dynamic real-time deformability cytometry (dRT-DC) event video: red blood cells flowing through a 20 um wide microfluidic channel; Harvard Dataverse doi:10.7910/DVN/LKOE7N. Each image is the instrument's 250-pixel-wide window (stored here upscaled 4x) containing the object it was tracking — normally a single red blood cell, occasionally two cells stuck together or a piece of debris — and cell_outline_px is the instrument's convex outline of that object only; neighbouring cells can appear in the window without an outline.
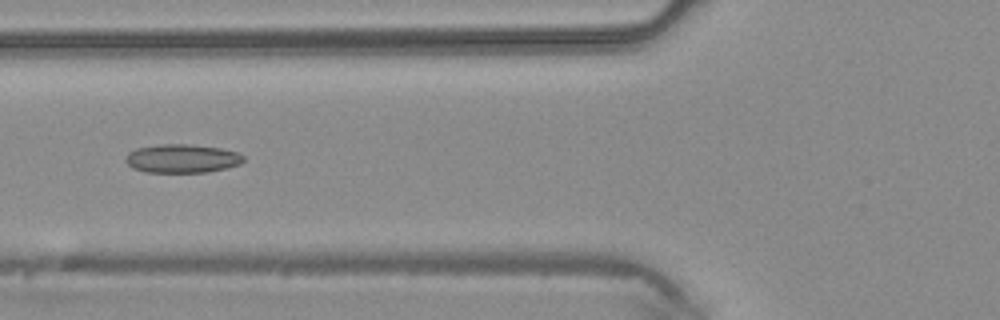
{"species": "common noctule bat (a hibernating species)", "species_latin": "Nyctalus noctula", "temperature_condition": "warm", "stored_images_in_passage": 38, "camera_frame_rate_fps": 3000, "um_per_image_px": 0.085, "animal": {"sex": "male", "body_mass_g": 20.4}, "frame": {"image": 1, "passage_image": 10, "time_ms": 3.0, "image_size_px": [1000, 320], "cell_outline_px": [[244, 160], [240, 164], [208, 172], [144, 172], [132, 168], [124, 160], [128, 152], [136, 148], [160, 144], [188, 144], [220, 148], [240, 152], [244, 156]], "centroid_in_image_um": [15.46, 13.47], "position_along_channel_um": 110.3, "area_um2": 19.77}}
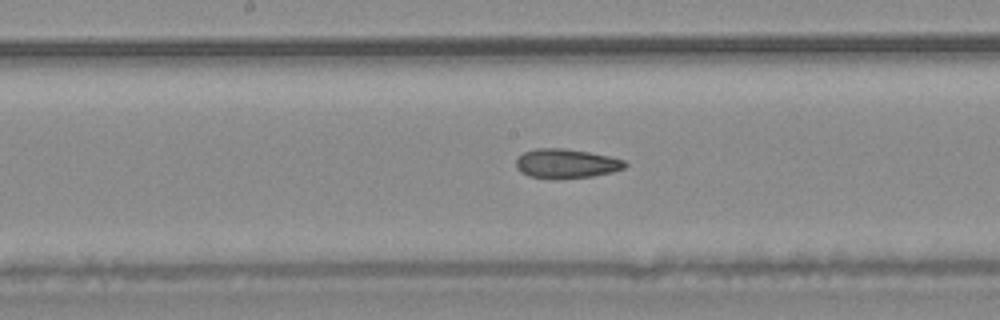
{"frame": {"image": 2, "passage_image": 16, "time_ms": 5.0, "image_size_px": [1000, 320], "cell_outline_px": [[628, 164], [624, 168], [612, 172], [592, 176], [528, 176], [520, 172], [516, 168], [516, 160], [524, 152], [536, 148], [564, 148], [588, 152], [608, 156], [624, 160]], "centroid_in_image_um": [48.13, 13.86], "position_along_channel_um": 200.1, "area_um2": 17.86}}
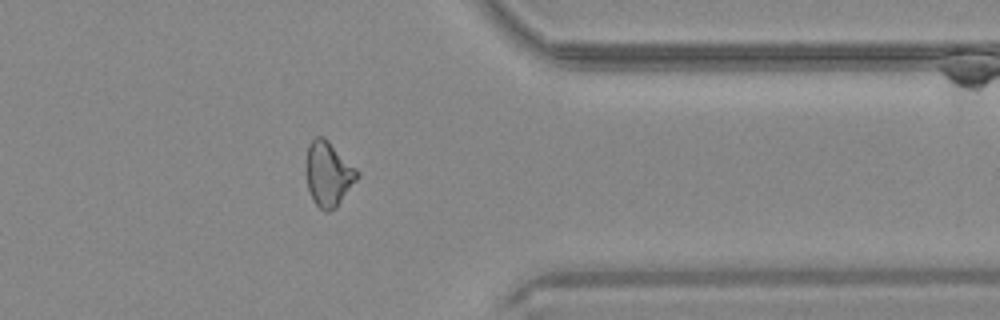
{"frame": {"image": 3, "passage_image": 29, "time_ms": 9.333, "image_size_px": [1000, 320], "cell_outline_px": [[360, 176], [336, 208], [328, 212], [324, 212], [312, 200], [308, 188], [304, 168], [304, 164], [308, 144], [316, 136], [324, 136], [360, 172]], "centroid_in_image_um": [27.89, 14.78], "position_along_channel_um": 383.5, "area_um2": 19.71}}